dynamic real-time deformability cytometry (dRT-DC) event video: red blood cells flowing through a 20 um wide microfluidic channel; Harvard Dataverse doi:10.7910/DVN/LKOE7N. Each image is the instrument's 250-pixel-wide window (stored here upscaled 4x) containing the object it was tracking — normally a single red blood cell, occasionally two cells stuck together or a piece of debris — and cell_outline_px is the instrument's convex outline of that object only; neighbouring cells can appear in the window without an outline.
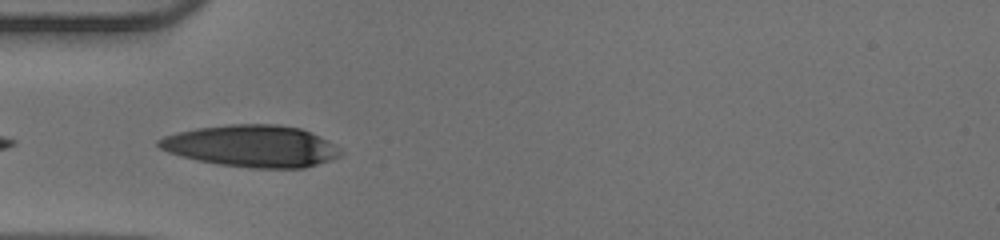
{"species": "human", "species_latin": "Homo sapiens", "temperature_condition": "warm", "stored_images_in_passage": 28, "camera_frame_rate_fps": 3000, "um_per_image_px": 0.085, "donor": {"sex": "male"}, "frame": {"image": 1, "passage_image": 1, "time_ms": 0.0, "image_size_px": [1000, 240], "cell_outline_px": [[344, 152], [340, 156], [304, 168], [252, 168], [220, 164], [180, 156], [168, 152], [160, 148], [156, 144], [156, 140], [164, 136], [176, 132], [196, 128], [228, 124], [280, 124], [300, 128], [312, 132], [328, 140]], "centroid_in_image_um": [21.39, 12.4], "position_along_channel_um": 63.6, "area_um2": 44.39}}
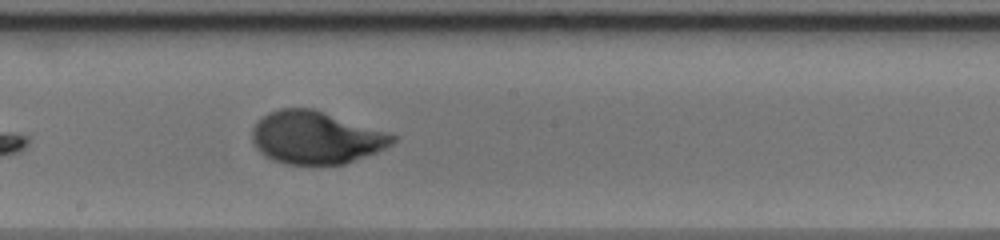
{"frame": {"image": 2, "passage_image": 13, "time_ms": 4.0, "image_size_px": [1000, 240], "cell_outline_px": [[396, 140], [392, 144], [376, 152], [344, 164], [284, 164], [272, 160], [264, 156], [256, 148], [252, 140], [252, 128], [256, 120], [268, 112], [280, 108], [312, 108], [396, 136]], "centroid_in_image_um": [26.77, 11.7], "position_along_channel_um": 221.4, "area_um2": 42.77}}
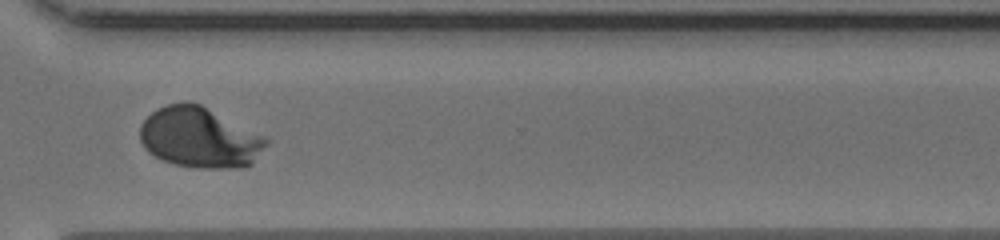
{"frame": {"image": 3, "passage_image": 23, "time_ms": 7.333, "image_size_px": [1000, 240], "cell_outline_px": [[268, 144], [252, 164], [244, 168], [200, 168], [176, 164], [164, 160], [148, 152], [144, 148], [140, 140], [140, 124], [156, 108], [168, 104], [188, 100], [200, 104], [268, 136]], "centroid_in_image_um": [17.0, 11.68], "position_along_channel_um": 353.6, "area_um2": 45.03}, "authors_computed_cell_mechanics": {"area_um2": 43.5234, "velocity_mm_per_s": 3.9738, "shape_relaxation_time_tau1_ms": 3.5262, "shape_relaxation_time_tau2_ms": null, "deformation_change_tau1": 0.2326, "deformation_change_tau2": null}}